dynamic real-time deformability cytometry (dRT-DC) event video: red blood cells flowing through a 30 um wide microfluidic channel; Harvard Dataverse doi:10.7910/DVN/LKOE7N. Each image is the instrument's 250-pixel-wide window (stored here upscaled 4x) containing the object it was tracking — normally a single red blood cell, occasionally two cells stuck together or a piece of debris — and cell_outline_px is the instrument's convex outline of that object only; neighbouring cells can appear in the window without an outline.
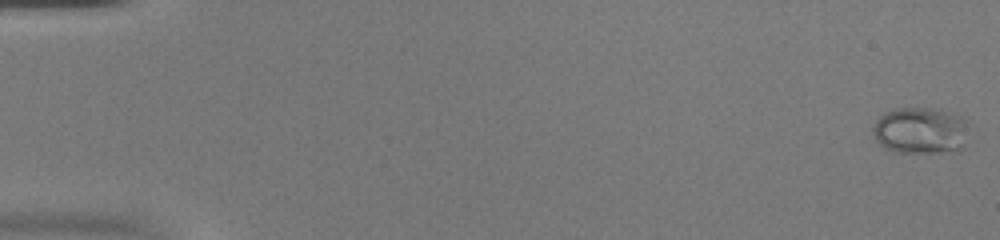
{"species": "common noctule bat (a hibernating species)", "species_latin": "Nyctalus noctula", "temperature_condition": "warm", "stored_images_in_passage": 53, "camera_frame_rate_fps": 3000, "um_per_image_px": 0.085, "animal": {"sex": "female", "body_mass_g": 20.0, "forearm_length_mm": 54.0}, "frame": {"image": 1, "passage_image": 1, "time_ms": 0.0, "image_size_px": [1000, 240], "cell_outline_px": [[968, 120], [964, 148], [960, 152], [896, 152], [884, 148], [876, 140], [872, 132], [872, 128], [876, 120], [884, 112], [896, 108], [940, 108], [964, 116]], "centroid_in_image_um": [78.28, 11.09], "position_along_channel_um": 6.7, "area_um2": 26.76}}
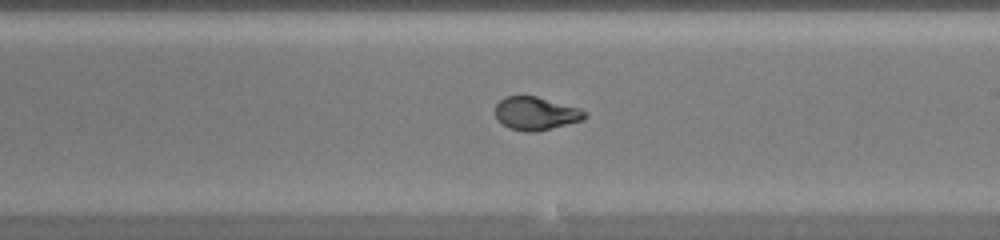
{"frame": {"image": 2, "passage_image": 32, "time_ms": 10.333, "image_size_px": [1000, 240], "cell_outline_px": [[588, 116], [584, 120], [536, 132], [528, 132], [508, 128], [496, 120], [496, 104], [504, 96], [536, 96], [580, 108], [588, 112]], "centroid_in_image_um": [45.56, 9.65], "position_along_channel_um": 243.4, "area_um2": 17.51}}
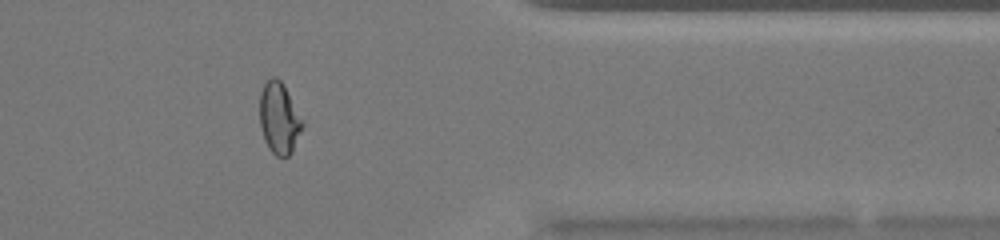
{"frame": {"image": 3, "passage_image": 44, "time_ms": 14.333, "image_size_px": [1000, 240], "cell_outline_px": [[304, 124], [292, 152], [288, 156], [276, 156], [268, 148], [264, 140], [260, 128], [260, 92], [264, 84], [272, 76], [276, 76], [284, 84]], "centroid_in_image_um": [23.71, 10.04], "position_along_channel_um": 387.7, "area_um2": 17.74}, "authors_computed_cell_mechanics": {"area_um2": 18.5538, "velocity_mm_per_s": 3.9553, "shape_relaxation_time_tau1_ms": 8.7478, "shape_relaxation_time_tau2_ms": null, "deformation_change_tau1": 0.3045, "deformation_change_tau2": null}}